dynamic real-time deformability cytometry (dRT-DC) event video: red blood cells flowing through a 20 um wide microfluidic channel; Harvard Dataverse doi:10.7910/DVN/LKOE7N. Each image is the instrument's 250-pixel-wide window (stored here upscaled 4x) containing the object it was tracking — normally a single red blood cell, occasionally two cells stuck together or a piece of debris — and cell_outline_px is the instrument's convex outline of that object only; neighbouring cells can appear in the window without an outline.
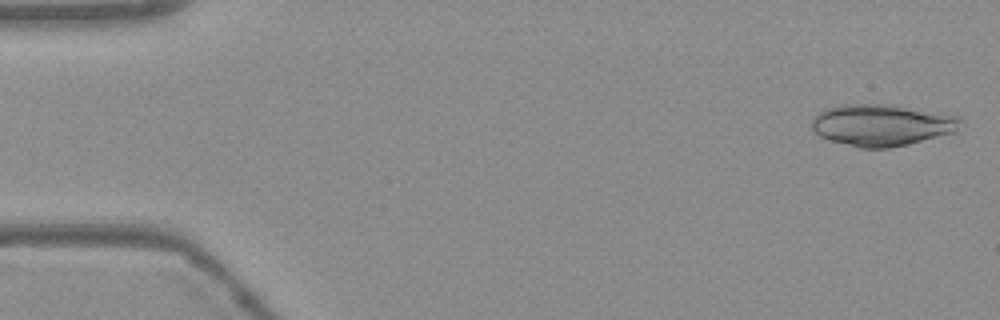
{"species": "Egyptian fruit bat (a non-hibernating species)", "species_latin": "Rousettus aegyptiacus", "temperature_condition": "warm", "stored_images_in_passage": 52, "camera_frame_rate_fps": 3000, "um_per_image_px": 0.085, "frame": {"image": 1, "passage_image": 1, "time_ms": 0.0, "image_size_px": [1000, 320], "cell_outline_px": [[964, 124], [956, 132], [908, 144], [888, 148], [860, 148], [828, 140], [812, 132], [808, 124], [812, 116], [816, 112], [828, 108], [844, 104], [896, 104], [960, 116], [964, 120]], "centroid_in_image_um": [74.94, 10.62], "position_along_channel_um": 10.1, "area_um2": 37.11}}